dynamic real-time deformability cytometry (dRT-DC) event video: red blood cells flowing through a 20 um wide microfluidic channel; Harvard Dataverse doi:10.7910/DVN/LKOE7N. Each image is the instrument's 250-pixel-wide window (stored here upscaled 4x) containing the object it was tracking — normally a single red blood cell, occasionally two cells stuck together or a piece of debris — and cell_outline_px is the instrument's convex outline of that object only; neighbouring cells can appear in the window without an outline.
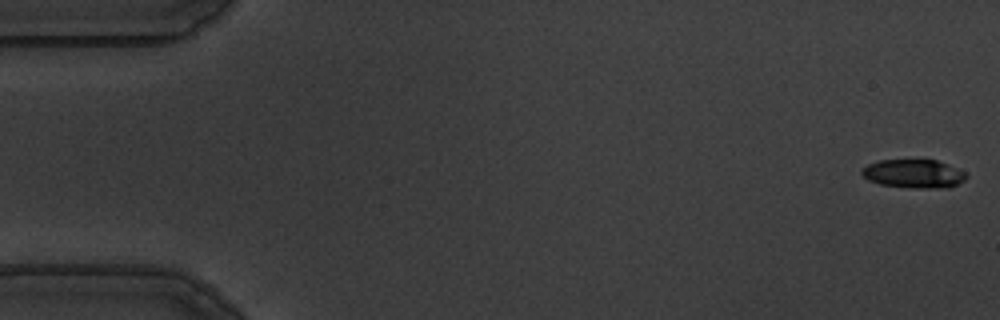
{"species": "common noctule bat (a hibernating species)", "species_latin": "Nyctalus noctula", "temperature_condition": "warm", "stored_images_in_passage": 56, "camera_frame_rate_fps": 3000, "um_per_image_px": 0.085, "animal": {"sex": "male", "body_mass_g": 19.5, "forearm_length_mm": 54.6}, "frame": {"image": 1, "passage_image": 1, "time_ms": 0.0, "image_size_px": [1000, 320], "cell_outline_px": [[968, 176], [964, 180], [948, 188], [912, 188], [880, 184], [868, 180], [860, 172], [860, 168], [868, 164], [880, 160], [936, 160], [948, 164], [964, 172]], "centroid_in_image_um": [77.64, 14.77], "position_along_channel_um": 7.4, "area_um2": 17.4}}
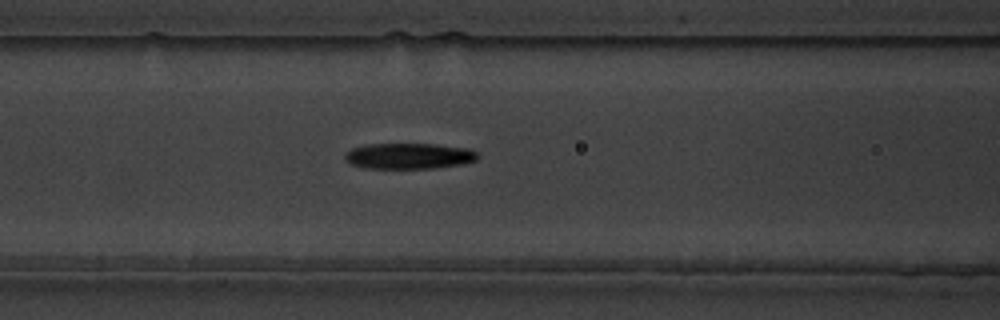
{"frame": {"image": 2, "passage_image": 23, "time_ms": 7.333, "image_size_px": [1000, 320], "cell_outline_px": [[480, 156], [476, 160], [460, 164], [432, 168], [364, 168], [352, 164], [344, 160], [344, 156], [352, 148], [364, 144], [436, 144], [468, 148], [476, 152]], "centroid_in_image_um": [34.75, 13.25], "position_along_channel_um": 131.9, "area_um2": 19.94}}
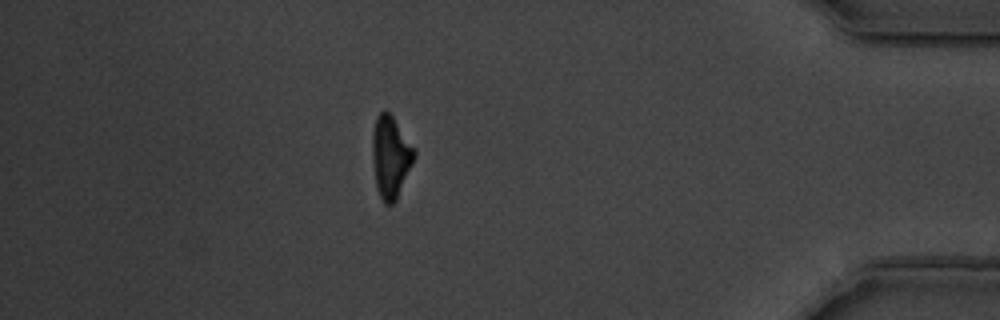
{"frame": {"image": 3, "passage_image": 49, "time_ms": 16.0, "image_size_px": [1000, 320], "cell_outline_px": [[416, 156], [396, 200], [392, 204], [384, 204], [376, 188], [372, 156], [372, 132], [376, 116], [384, 108], [392, 116], [416, 152]], "centroid_in_image_um": [33.18, 13.33], "position_along_channel_um": 402.0, "area_um2": 19.88}, "authors_computed_cell_mechanics": {"area_um2": 19.7965, "velocity_mm_per_s": 3.6097, "shape_relaxation_time_tau1_ms": 3.6852, "shape_relaxation_time_tau2_ms": 7.389, "deformation_change_tau1": 0.2087, "deformation_change_tau2": 0.2006}}